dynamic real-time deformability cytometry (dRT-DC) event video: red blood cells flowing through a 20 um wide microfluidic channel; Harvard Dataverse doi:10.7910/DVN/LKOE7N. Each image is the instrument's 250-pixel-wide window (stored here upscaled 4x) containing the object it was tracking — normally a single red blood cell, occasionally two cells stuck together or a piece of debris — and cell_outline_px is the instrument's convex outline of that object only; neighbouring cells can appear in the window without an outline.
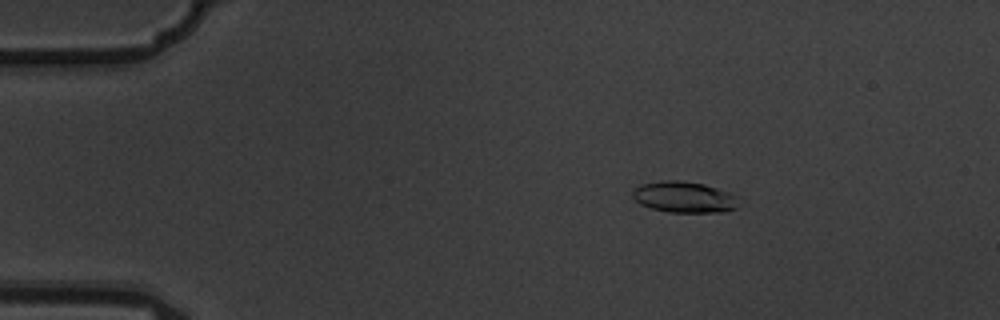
{"species": "common noctule bat (a hibernating species)", "species_latin": "Nyctalus noctula", "temperature_condition": "warm", "stored_images_in_passage": 5, "camera_frame_rate_fps": 3000, "um_per_image_px": 0.085, "animal": {"sex": "male", "body_mass_g": 19.5, "forearm_length_mm": 54.6}, "frame": {"image": 1, "passage_image": 3, "time_ms": 0.667, "image_size_px": [1000, 320], "cell_outline_px": [[736, 208], [724, 212], [668, 212], [652, 208], [640, 204], [632, 196], [632, 192], [640, 184], [660, 180], [680, 180], [704, 184], [728, 192], [736, 196]], "centroid_in_image_um": [58.12, 16.74], "position_along_channel_um": 26.9, "area_um2": 19.13}}